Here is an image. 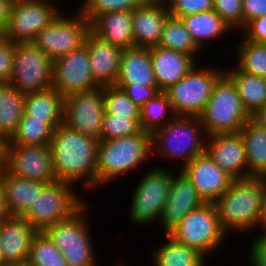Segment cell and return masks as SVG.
Segmentation results:
<instances>
[{
	"label": "cell",
	"mask_w": 266,
	"mask_h": 266,
	"mask_svg": "<svg viewBox=\"0 0 266 266\" xmlns=\"http://www.w3.org/2000/svg\"><path fill=\"white\" fill-rule=\"evenodd\" d=\"M27 264L28 266H67L61 251L43 231L37 232L33 237Z\"/></svg>",
	"instance_id": "8d00e7d4"
},
{
	"label": "cell",
	"mask_w": 266,
	"mask_h": 266,
	"mask_svg": "<svg viewBox=\"0 0 266 266\" xmlns=\"http://www.w3.org/2000/svg\"><path fill=\"white\" fill-rule=\"evenodd\" d=\"M164 244L153 249L154 266H206L207 261L199 251L176 242L165 234Z\"/></svg>",
	"instance_id": "1f68e13d"
},
{
	"label": "cell",
	"mask_w": 266,
	"mask_h": 266,
	"mask_svg": "<svg viewBox=\"0 0 266 266\" xmlns=\"http://www.w3.org/2000/svg\"><path fill=\"white\" fill-rule=\"evenodd\" d=\"M150 56L155 81L162 92L176 84L198 62L190 55L161 46L150 48Z\"/></svg>",
	"instance_id": "603a6c76"
},
{
	"label": "cell",
	"mask_w": 266,
	"mask_h": 266,
	"mask_svg": "<svg viewBox=\"0 0 266 266\" xmlns=\"http://www.w3.org/2000/svg\"><path fill=\"white\" fill-rule=\"evenodd\" d=\"M88 207L86 202L70 218L43 231L61 251L67 266H99L86 213Z\"/></svg>",
	"instance_id": "8992f818"
},
{
	"label": "cell",
	"mask_w": 266,
	"mask_h": 266,
	"mask_svg": "<svg viewBox=\"0 0 266 266\" xmlns=\"http://www.w3.org/2000/svg\"><path fill=\"white\" fill-rule=\"evenodd\" d=\"M104 113L103 87L64 97V124L99 141Z\"/></svg>",
	"instance_id": "5bb4252c"
},
{
	"label": "cell",
	"mask_w": 266,
	"mask_h": 266,
	"mask_svg": "<svg viewBox=\"0 0 266 266\" xmlns=\"http://www.w3.org/2000/svg\"><path fill=\"white\" fill-rule=\"evenodd\" d=\"M13 69L9 80L20 93L52 88L53 61L34 42L13 44Z\"/></svg>",
	"instance_id": "8fae6325"
},
{
	"label": "cell",
	"mask_w": 266,
	"mask_h": 266,
	"mask_svg": "<svg viewBox=\"0 0 266 266\" xmlns=\"http://www.w3.org/2000/svg\"><path fill=\"white\" fill-rule=\"evenodd\" d=\"M257 229L260 228V232L265 233L266 232V191L262 198V204H261V211L260 215L257 221Z\"/></svg>",
	"instance_id": "681fc988"
},
{
	"label": "cell",
	"mask_w": 266,
	"mask_h": 266,
	"mask_svg": "<svg viewBox=\"0 0 266 266\" xmlns=\"http://www.w3.org/2000/svg\"><path fill=\"white\" fill-rule=\"evenodd\" d=\"M53 129L42 120L23 113L17 130L4 145H50Z\"/></svg>",
	"instance_id": "e575fe53"
},
{
	"label": "cell",
	"mask_w": 266,
	"mask_h": 266,
	"mask_svg": "<svg viewBox=\"0 0 266 266\" xmlns=\"http://www.w3.org/2000/svg\"><path fill=\"white\" fill-rule=\"evenodd\" d=\"M24 114L42 120L53 130L64 123V97L56 90L25 94Z\"/></svg>",
	"instance_id": "4316f807"
},
{
	"label": "cell",
	"mask_w": 266,
	"mask_h": 266,
	"mask_svg": "<svg viewBox=\"0 0 266 266\" xmlns=\"http://www.w3.org/2000/svg\"><path fill=\"white\" fill-rule=\"evenodd\" d=\"M245 144L247 178L266 175V128L251 118L239 131Z\"/></svg>",
	"instance_id": "83f0119b"
},
{
	"label": "cell",
	"mask_w": 266,
	"mask_h": 266,
	"mask_svg": "<svg viewBox=\"0 0 266 266\" xmlns=\"http://www.w3.org/2000/svg\"><path fill=\"white\" fill-rule=\"evenodd\" d=\"M71 17L61 13L43 28L33 41L52 61L65 56L85 44L90 32V22L80 11Z\"/></svg>",
	"instance_id": "4fadbf2b"
},
{
	"label": "cell",
	"mask_w": 266,
	"mask_h": 266,
	"mask_svg": "<svg viewBox=\"0 0 266 266\" xmlns=\"http://www.w3.org/2000/svg\"><path fill=\"white\" fill-rule=\"evenodd\" d=\"M251 119L259 126L266 128V104L257 109L252 115Z\"/></svg>",
	"instance_id": "f907efd6"
},
{
	"label": "cell",
	"mask_w": 266,
	"mask_h": 266,
	"mask_svg": "<svg viewBox=\"0 0 266 266\" xmlns=\"http://www.w3.org/2000/svg\"><path fill=\"white\" fill-rule=\"evenodd\" d=\"M257 235L249 251L250 266H266V232Z\"/></svg>",
	"instance_id": "bcb514c9"
},
{
	"label": "cell",
	"mask_w": 266,
	"mask_h": 266,
	"mask_svg": "<svg viewBox=\"0 0 266 266\" xmlns=\"http://www.w3.org/2000/svg\"><path fill=\"white\" fill-rule=\"evenodd\" d=\"M266 15V0H242L243 28L253 19Z\"/></svg>",
	"instance_id": "7dc6e473"
},
{
	"label": "cell",
	"mask_w": 266,
	"mask_h": 266,
	"mask_svg": "<svg viewBox=\"0 0 266 266\" xmlns=\"http://www.w3.org/2000/svg\"><path fill=\"white\" fill-rule=\"evenodd\" d=\"M84 45L89 51L90 68L95 82L100 87L115 85L123 49L102 40L91 31Z\"/></svg>",
	"instance_id": "7402d4cb"
},
{
	"label": "cell",
	"mask_w": 266,
	"mask_h": 266,
	"mask_svg": "<svg viewBox=\"0 0 266 266\" xmlns=\"http://www.w3.org/2000/svg\"><path fill=\"white\" fill-rule=\"evenodd\" d=\"M151 136L152 157L159 153L157 157L179 160V169L205 152L207 136L197 116H175Z\"/></svg>",
	"instance_id": "277c9868"
},
{
	"label": "cell",
	"mask_w": 266,
	"mask_h": 266,
	"mask_svg": "<svg viewBox=\"0 0 266 266\" xmlns=\"http://www.w3.org/2000/svg\"><path fill=\"white\" fill-rule=\"evenodd\" d=\"M235 63L241 72L266 77V45L262 42L240 40Z\"/></svg>",
	"instance_id": "d590c367"
},
{
	"label": "cell",
	"mask_w": 266,
	"mask_h": 266,
	"mask_svg": "<svg viewBox=\"0 0 266 266\" xmlns=\"http://www.w3.org/2000/svg\"><path fill=\"white\" fill-rule=\"evenodd\" d=\"M116 83H136L157 87L150 48L132 47L123 49Z\"/></svg>",
	"instance_id": "484cf974"
},
{
	"label": "cell",
	"mask_w": 266,
	"mask_h": 266,
	"mask_svg": "<svg viewBox=\"0 0 266 266\" xmlns=\"http://www.w3.org/2000/svg\"><path fill=\"white\" fill-rule=\"evenodd\" d=\"M38 231L22 216L0 222V258L4 264L27 263L33 237Z\"/></svg>",
	"instance_id": "ffe728a7"
},
{
	"label": "cell",
	"mask_w": 266,
	"mask_h": 266,
	"mask_svg": "<svg viewBox=\"0 0 266 266\" xmlns=\"http://www.w3.org/2000/svg\"><path fill=\"white\" fill-rule=\"evenodd\" d=\"M178 172L172 176L169 194L159 218L164 234L193 209L205 203L185 173L181 169Z\"/></svg>",
	"instance_id": "ac0fdd59"
},
{
	"label": "cell",
	"mask_w": 266,
	"mask_h": 266,
	"mask_svg": "<svg viewBox=\"0 0 266 266\" xmlns=\"http://www.w3.org/2000/svg\"><path fill=\"white\" fill-rule=\"evenodd\" d=\"M13 44L0 33V82H9L13 69Z\"/></svg>",
	"instance_id": "ee69618b"
},
{
	"label": "cell",
	"mask_w": 266,
	"mask_h": 266,
	"mask_svg": "<svg viewBox=\"0 0 266 266\" xmlns=\"http://www.w3.org/2000/svg\"><path fill=\"white\" fill-rule=\"evenodd\" d=\"M170 16L166 1L150 0L132 11V30L135 47L158 46L165 22Z\"/></svg>",
	"instance_id": "44dd1931"
},
{
	"label": "cell",
	"mask_w": 266,
	"mask_h": 266,
	"mask_svg": "<svg viewBox=\"0 0 266 266\" xmlns=\"http://www.w3.org/2000/svg\"><path fill=\"white\" fill-rule=\"evenodd\" d=\"M115 86L121 88L139 108H141L149 99H152L160 92L158 87H150L144 84L139 85L136 83H116Z\"/></svg>",
	"instance_id": "7bdbcfd3"
},
{
	"label": "cell",
	"mask_w": 266,
	"mask_h": 266,
	"mask_svg": "<svg viewBox=\"0 0 266 266\" xmlns=\"http://www.w3.org/2000/svg\"><path fill=\"white\" fill-rule=\"evenodd\" d=\"M265 191L264 177L233 180L229 189L214 202L219 222L227 234L232 230L249 233L256 229Z\"/></svg>",
	"instance_id": "7a4b0ae2"
},
{
	"label": "cell",
	"mask_w": 266,
	"mask_h": 266,
	"mask_svg": "<svg viewBox=\"0 0 266 266\" xmlns=\"http://www.w3.org/2000/svg\"><path fill=\"white\" fill-rule=\"evenodd\" d=\"M175 116L168 95L160 91L140 108V127L152 135Z\"/></svg>",
	"instance_id": "836d02e7"
},
{
	"label": "cell",
	"mask_w": 266,
	"mask_h": 266,
	"mask_svg": "<svg viewBox=\"0 0 266 266\" xmlns=\"http://www.w3.org/2000/svg\"><path fill=\"white\" fill-rule=\"evenodd\" d=\"M152 158V136L140 130L130 136L100 140L97 147V189L125 176Z\"/></svg>",
	"instance_id": "3957f363"
},
{
	"label": "cell",
	"mask_w": 266,
	"mask_h": 266,
	"mask_svg": "<svg viewBox=\"0 0 266 266\" xmlns=\"http://www.w3.org/2000/svg\"><path fill=\"white\" fill-rule=\"evenodd\" d=\"M224 70L235 83L241 102L250 115L266 104V77L241 72L234 66Z\"/></svg>",
	"instance_id": "4dcf8cb0"
},
{
	"label": "cell",
	"mask_w": 266,
	"mask_h": 266,
	"mask_svg": "<svg viewBox=\"0 0 266 266\" xmlns=\"http://www.w3.org/2000/svg\"><path fill=\"white\" fill-rule=\"evenodd\" d=\"M197 65L165 91L176 116L198 117L208 103L214 84L225 72L220 67L210 69Z\"/></svg>",
	"instance_id": "30bf717a"
},
{
	"label": "cell",
	"mask_w": 266,
	"mask_h": 266,
	"mask_svg": "<svg viewBox=\"0 0 266 266\" xmlns=\"http://www.w3.org/2000/svg\"><path fill=\"white\" fill-rule=\"evenodd\" d=\"M158 46L190 55L196 61L198 53L202 52L192 39L182 20L171 15L164 24Z\"/></svg>",
	"instance_id": "d6a6232c"
},
{
	"label": "cell",
	"mask_w": 266,
	"mask_h": 266,
	"mask_svg": "<svg viewBox=\"0 0 266 266\" xmlns=\"http://www.w3.org/2000/svg\"><path fill=\"white\" fill-rule=\"evenodd\" d=\"M24 96L11 83L0 82V138L4 142L17 130L24 113Z\"/></svg>",
	"instance_id": "f546056e"
},
{
	"label": "cell",
	"mask_w": 266,
	"mask_h": 266,
	"mask_svg": "<svg viewBox=\"0 0 266 266\" xmlns=\"http://www.w3.org/2000/svg\"><path fill=\"white\" fill-rule=\"evenodd\" d=\"M11 216L10 212L8 211L5 196L0 185V222L9 218Z\"/></svg>",
	"instance_id": "816d5d0a"
},
{
	"label": "cell",
	"mask_w": 266,
	"mask_h": 266,
	"mask_svg": "<svg viewBox=\"0 0 266 266\" xmlns=\"http://www.w3.org/2000/svg\"><path fill=\"white\" fill-rule=\"evenodd\" d=\"M206 136L238 133L251 115L244 108L232 79L224 72L213 86L208 103L198 116Z\"/></svg>",
	"instance_id": "5b68a950"
},
{
	"label": "cell",
	"mask_w": 266,
	"mask_h": 266,
	"mask_svg": "<svg viewBox=\"0 0 266 266\" xmlns=\"http://www.w3.org/2000/svg\"><path fill=\"white\" fill-rule=\"evenodd\" d=\"M150 0H84L77 10L91 22L97 15L112 11H133Z\"/></svg>",
	"instance_id": "f35d334b"
},
{
	"label": "cell",
	"mask_w": 266,
	"mask_h": 266,
	"mask_svg": "<svg viewBox=\"0 0 266 266\" xmlns=\"http://www.w3.org/2000/svg\"><path fill=\"white\" fill-rule=\"evenodd\" d=\"M205 151L234 180L247 178L245 144L239 132L207 136Z\"/></svg>",
	"instance_id": "d6986e66"
},
{
	"label": "cell",
	"mask_w": 266,
	"mask_h": 266,
	"mask_svg": "<svg viewBox=\"0 0 266 266\" xmlns=\"http://www.w3.org/2000/svg\"><path fill=\"white\" fill-rule=\"evenodd\" d=\"M164 168L163 166H155L147 170L133 188L130 209L127 211L133 225L136 224L141 227L152 225L154 222L159 223L173 176V171L167 167Z\"/></svg>",
	"instance_id": "9c48e42d"
},
{
	"label": "cell",
	"mask_w": 266,
	"mask_h": 266,
	"mask_svg": "<svg viewBox=\"0 0 266 266\" xmlns=\"http://www.w3.org/2000/svg\"><path fill=\"white\" fill-rule=\"evenodd\" d=\"M51 0H13L6 27L2 32L12 44L33 42L63 10ZM55 5V6H54Z\"/></svg>",
	"instance_id": "7c38bea8"
},
{
	"label": "cell",
	"mask_w": 266,
	"mask_h": 266,
	"mask_svg": "<svg viewBox=\"0 0 266 266\" xmlns=\"http://www.w3.org/2000/svg\"><path fill=\"white\" fill-rule=\"evenodd\" d=\"M73 186L60 180L48 183L22 217L38 232L70 218L86 203Z\"/></svg>",
	"instance_id": "ba28073f"
},
{
	"label": "cell",
	"mask_w": 266,
	"mask_h": 266,
	"mask_svg": "<svg viewBox=\"0 0 266 266\" xmlns=\"http://www.w3.org/2000/svg\"><path fill=\"white\" fill-rule=\"evenodd\" d=\"M13 0H0V33L6 27Z\"/></svg>",
	"instance_id": "c3c4849f"
},
{
	"label": "cell",
	"mask_w": 266,
	"mask_h": 266,
	"mask_svg": "<svg viewBox=\"0 0 266 266\" xmlns=\"http://www.w3.org/2000/svg\"><path fill=\"white\" fill-rule=\"evenodd\" d=\"M99 140L79 133L64 123L53 130L50 150L56 180L97 189Z\"/></svg>",
	"instance_id": "6da1fadb"
},
{
	"label": "cell",
	"mask_w": 266,
	"mask_h": 266,
	"mask_svg": "<svg viewBox=\"0 0 266 266\" xmlns=\"http://www.w3.org/2000/svg\"><path fill=\"white\" fill-rule=\"evenodd\" d=\"M180 19L191 34L196 45L202 51L204 50L203 47H206L207 42L221 36L225 37L231 31V28L214 10L187 15Z\"/></svg>",
	"instance_id": "f1b7e54d"
},
{
	"label": "cell",
	"mask_w": 266,
	"mask_h": 266,
	"mask_svg": "<svg viewBox=\"0 0 266 266\" xmlns=\"http://www.w3.org/2000/svg\"><path fill=\"white\" fill-rule=\"evenodd\" d=\"M4 144L5 142L0 138V169L4 166Z\"/></svg>",
	"instance_id": "f5cc1de1"
},
{
	"label": "cell",
	"mask_w": 266,
	"mask_h": 266,
	"mask_svg": "<svg viewBox=\"0 0 266 266\" xmlns=\"http://www.w3.org/2000/svg\"><path fill=\"white\" fill-rule=\"evenodd\" d=\"M47 184L17 177L4 167L0 169V185L11 216H22Z\"/></svg>",
	"instance_id": "d4e9b609"
},
{
	"label": "cell",
	"mask_w": 266,
	"mask_h": 266,
	"mask_svg": "<svg viewBox=\"0 0 266 266\" xmlns=\"http://www.w3.org/2000/svg\"><path fill=\"white\" fill-rule=\"evenodd\" d=\"M170 15L181 18L187 15L213 10L212 0H165Z\"/></svg>",
	"instance_id": "b9f144b4"
},
{
	"label": "cell",
	"mask_w": 266,
	"mask_h": 266,
	"mask_svg": "<svg viewBox=\"0 0 266 266\" xmlns=\"http://www.w3.org/2000/svg\"><path fill=\"white\" fill-rule=\"evenodd\" d=\"M166 234L176 242L199 251L206 258L221 247L228 236L211 202L193 209Z\"/></svg>",
	"instance_id": "52a82bcc"
},
{
	"label": "cell",
	"mask_w": 266,
	"mask_h": 266,
	"mask_svg": "<svg viewBox=\"0 0 266 266\" xmlns=\"http://www.w3.org/2000/svg\"><path fill=\"white\" fill-rule=\"evenodd\" d=\"M4 263L2 262L1 258H0V266H3Z\"/></svg>",
	"instance_id": "11a10c76"
},
{
	"label": "cell",
	"mask_w": 266,
	"mask_h": 266,
	"mask_svg": "<svg viewBox=\"0 0 266 266\" xmlns=\"http://www.w3.org/2000/svg\"><path fill=\"white\" fill-rule=\"evenodd\" d=\"M141 130L140 119L104 113L100 140L130 136Z\"/></svg>",
	"instance_id": "ab89813d"
},
{
	"label": "cell",
	"mask_w": 266,
	"mask_h": 266,
	"mask_svg": "<svg viewBox=\"0 0 266 266\" xmlns=\"http://www.w3.org/2000/svg\"><path fill=\"white\" fill-rule=\"evenodd\" d=\"M204 202L214 203L230 187L233 178L204 153L196 156L181 169Z\"/></svg>",
	"instance_id": "e0dca14e"
},
{
	"label": "cell",
	"mask_w": 266,
	"mask_h": 266,
	"mask_svg": "<svg viewBox=\"0 0 266 266\" xmlns=\"http://www.w3.org/2000/svg\"><path fill=\"white\" fill-rule=\"evenodd\" d=\"M242 30V36L248 41L262 42L266 41V15L251 20Z\"/></svg>",
	"instance_id": "f6af8a7d"
},
{
	"label": "cell",
	"mask_w": 266,
	"mask_h": 266,
	"mask_svg": "<svg viewBox=\"0 0 266 266\" xmlns=\"http://www.w3.org/2000/svg\"><path fill=\"white\" fill-rule=\"evenodd\" d=\"M105 112L132 119H140V108L115 85L103 86Z\"/></svg>",
	"instance_id": "74e56055"
},
{
	"label": "cell",
	"mask_w": 266,
	"mask_h": 266,
	"mask_svg": "<svg viewBox=\"0 0 266 266\" xmlns=\"http://www.w3.org/2000/svg\"><path fill=\"white\" fill-rule=\"evenodd\" d=\"M3 266H28L27 263H21V264H4Z\"/></svg>",
	"instance_id": "db71d44e"
},
{
	"label": "cell",
	"mask_w": 266,
	"mask_h": 266,
	"mask_svg": "<svg viewBox=\"0 0 266 266\" xmlns=\"http://www.w3.org/2000/svg\"><path fill=\"white\" fill-rule=\"evenodd\" d=\"M213 10L231 30L243 29L242 0H212Z\"/></svg>",
	"instance_id": "60d3db41"
},
{
	"label": "cell",
	"mask_w": 266,
	"mask_h": 266,
	"mask_svg": "<svg viewBox=\"0 0 266 266\" xmlns=\"http://www.w3.org/2000/svg\"><path fill=\"white\" fill-rule=\"evenodd\" d=\"M3 167L10 174L31 181H56L50 145H4Z\"/></svg>",
	"instance_id": "9a60e30c"
},
{
	"label": "cell",
	"mask_w": 266,
	"mask_h": 266,
	"mask_svg": "<svg viewBox=\"0 0 266 266\" xmlns=\"http://www.w3.org/2000/svg\"><path fill=\"white\" fill-rule=\"evenodd\" d=\"M90 31L121 49L135 47L132 11H112L97 15L90 22Z\"/></svg>",
	"instance_id": "cb8c5ba5"
},
{
	"label": "cell",
	"mask_w": 266,
	"mask_h": 266,
	"mask_svg": "<svg viewBox=\"0 0 266 266\" xmlns=\"http://www.w3.org/2000/svg\"><path fill=\"white\" fill-rule=\"evenodd\" d=\"M52 71V88L63 97L100 87L93 78L85 45L54 60Z\"/></svg>",
	"instance_id": "2e32d148"
}]
</instances>
